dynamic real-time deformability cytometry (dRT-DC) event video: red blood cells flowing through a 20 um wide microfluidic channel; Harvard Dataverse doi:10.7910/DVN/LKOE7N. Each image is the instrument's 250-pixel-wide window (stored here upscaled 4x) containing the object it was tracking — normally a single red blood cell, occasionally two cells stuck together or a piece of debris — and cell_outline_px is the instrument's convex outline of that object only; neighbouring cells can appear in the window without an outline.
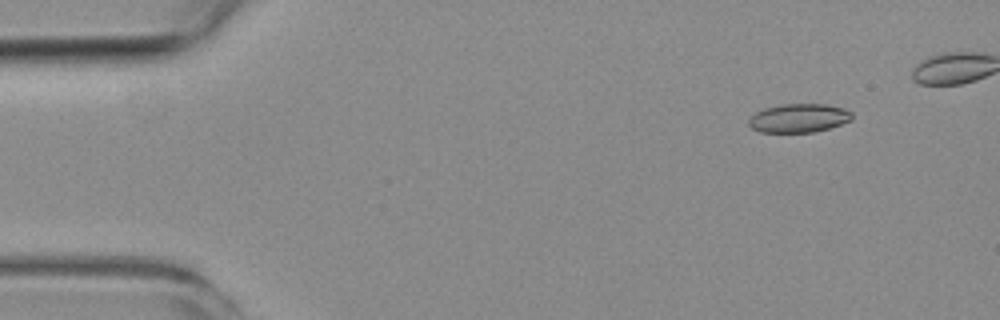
{"species": "common noctule bat (a hibernating species)", "species_latin": "Nyctalus noctula", "temperature_condition": "room temperature", "stored_images_in_passage": 7, "camera_frame_rate_fps": 3000, "um_per_image_px": 0.085, "animal": {"sex": "female", "body_mass_g": 19.3, "forearm_length_mm": 54.1}, "frame": {"image": 1, "passage_image": 2, "time_ms": 1.0, "image_size_px": [1000, 320], "cell_outline_px": [[852, 120], [828, 128], [812, 132], [760, 132], [752, 128], [748, 124], [748, 120], [756, 112], [764, 108], [780, 104], [828, 104], [844, 108], [852, 112]], "centroid_in_image_um": [67.9, 10.03], "position_along_channel_um": 17.1, "area_um2": 17.28}}
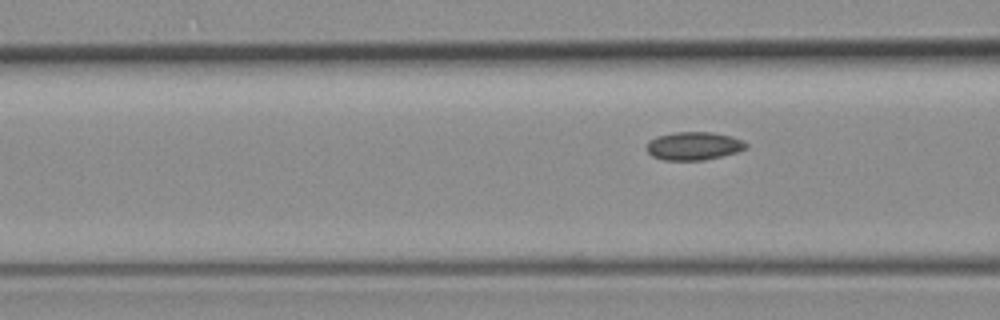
{"frame": {"image": 2, "passage_image": 7, "time_ms": 8.0, "image_size_px": [1000, 320], "cell_outline_px": [[748, 148], [736, 152], [704, 160], [664, 160], [652, 156], [648, 152], [648, 140], [656, 136], [676, 132], [712, 132], [732, 136], [744, 140], [748, 144]], "centroid_in_image_um": [58.99, 12.39], "position_along_channel_um": 107.6, "area_um2": 16.36}}